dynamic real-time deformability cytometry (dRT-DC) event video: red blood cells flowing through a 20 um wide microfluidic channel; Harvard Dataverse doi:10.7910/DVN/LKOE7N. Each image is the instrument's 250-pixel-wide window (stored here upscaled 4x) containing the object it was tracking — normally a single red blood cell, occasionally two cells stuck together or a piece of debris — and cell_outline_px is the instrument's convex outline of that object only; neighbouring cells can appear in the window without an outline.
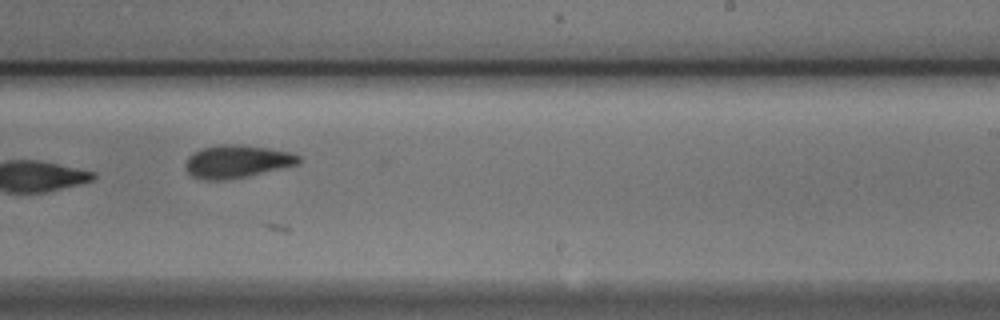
{"species": "Egyptian fruit bat (a non-hibernating species)", "species_latin": "Rousettus aegyptiacus", "temperature_condition": "cold", "stored_images_in_passage": 42, "camera_frame_rate_fps": 3000, "um_per_image_px": 0.085, "animal": {"sex": "male"}, "frame": {"image": 1, "passage_image": 35, "time_ms": 11.333, "image_size_px": [1000, 320], "cell_outline_px": [[300, 164], [248, 176], [224, 180], [204, 180], [192, 176], [184, 168], [184, 164], [188, 156], [192, 152], [200, 148], [216, 144], [236, 144], [268, 148], [288, 152], [300, 156]], "centroid_in_image_um": [20.09, 13.72], "position_along_channel_um": 268.9, "area_um2": 21.91}}